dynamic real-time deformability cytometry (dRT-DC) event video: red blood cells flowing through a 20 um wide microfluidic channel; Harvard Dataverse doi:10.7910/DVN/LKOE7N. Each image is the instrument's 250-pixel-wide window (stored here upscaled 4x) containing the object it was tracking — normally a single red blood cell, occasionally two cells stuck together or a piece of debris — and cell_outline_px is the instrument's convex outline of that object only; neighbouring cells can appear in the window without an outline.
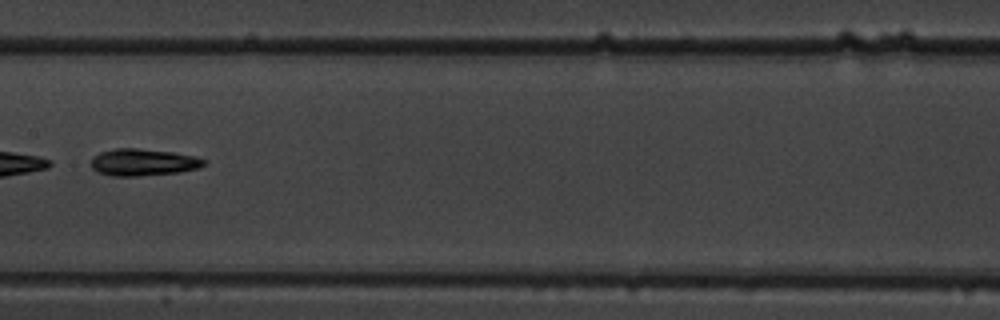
{"species": "common noctule bat (a hibernating species)", "species_latin": "Nyctalus noctula", "temperature_condition": "warm", "stored_images_in_passage": 9, "camera_frame_rate_fps": 3000, "um_per_image_px": 0.085, "animal": {"sex": "male", "body_mass_g": 19.5, "forearm_length_mm": 54.6}, "frame": {"image": 1, "passage_image": 6, "time_ms": 1.667, "image_size_px": [1000, 320], "cell_outline_px": [[208, 164], [200, 168], [180, 172], [136, 176], [112, 176], [96, 172], [88, 164], [92, 156], [100, 152], [116, 148], [136, 148], [172, 152], [196, 156], [208, 160]], "centroid_in_image_um": [12.17, 13.79], "position_along_channel_um": 195.2, "area_um2": 18.15}}
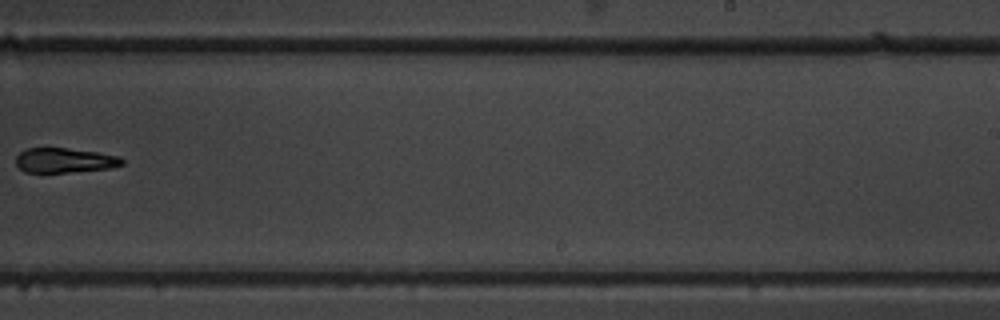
{"frame": {"image": 2, "passage_image": 8, "time_ms": 2.333, "image_size_px": [1000, 320], "cell_outline_px": [[124, 164], [112, 168], [64, 172], [24, 172], [16, 164], [16, 156], [24, 148], [64, 148], [96, 152], [120, 156], [124, 160]], "centroid_in_image_um": [5.49, 13.62], "position_along_channel_um": 283.5, "area_um2": 15.26}}
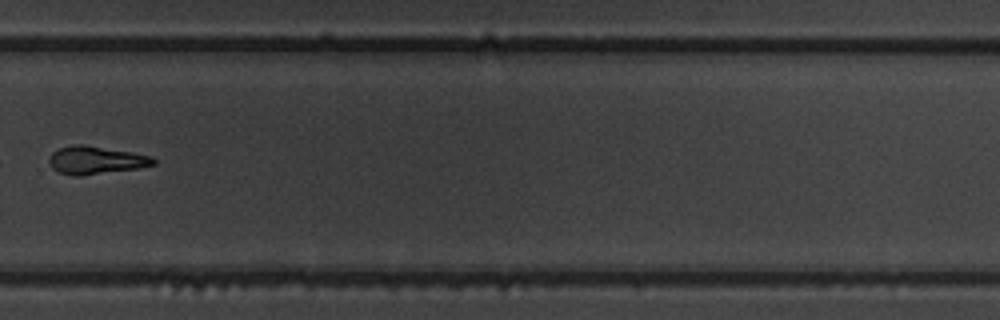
{"frame": {"image": 3, "passage_image": 9, "time_ms": 2.667, "image_size_px": [1000, 320], "cell_outline_px": [[156, 164], [140, 168], [80, 176], [72, 176], [60, 172], [52, 168], [48, 160], [52, 152], [60, 148], [72, 144], [84, 144], [132, 152], [152, 156], [156, 160]], "centroid_in_image_um": [8.16, 13.61], "position_along_channel_um": 321.6, "area_um2": 17.11}}